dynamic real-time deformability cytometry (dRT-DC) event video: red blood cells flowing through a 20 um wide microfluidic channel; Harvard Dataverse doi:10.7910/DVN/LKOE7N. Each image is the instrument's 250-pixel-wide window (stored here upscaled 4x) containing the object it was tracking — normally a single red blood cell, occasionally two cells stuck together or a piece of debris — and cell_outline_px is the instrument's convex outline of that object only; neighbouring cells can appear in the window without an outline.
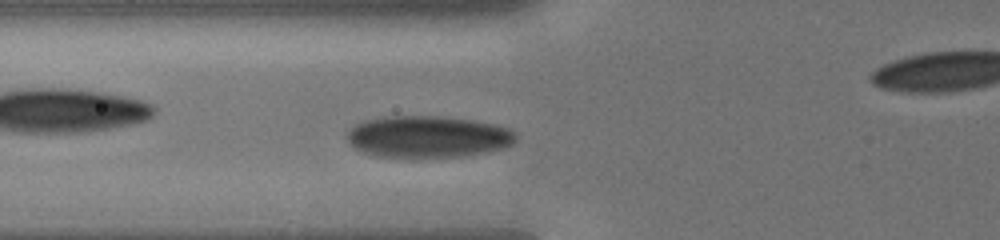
{"species": "human", "species_latin": "Homo sapiens", "temperature_condition": "cold", "stored_images_in_passage": 7, "camera_frame_rate_fps": 3000, "um_per_image_px": 0.085, "donor": {"sex": "male"}, "frame": {"image": 1, "passage_image": 4, "time_ms": 2.333, "image_size_px": [1000, 240], "cell_outline_px": [[516, 136], [512, 144], [488, 152], [460, 156], [376, 156], [352, 148], [348, 144], [348, 132], [356, 124], [364, 120], [388, 116], [436, 116], [476, 120], [496, 124], [512, 132]], "centroid_in_image_um": [36.33, 11.6], "position_along_channel_um": 89.5, "area_um2": 40.58}}
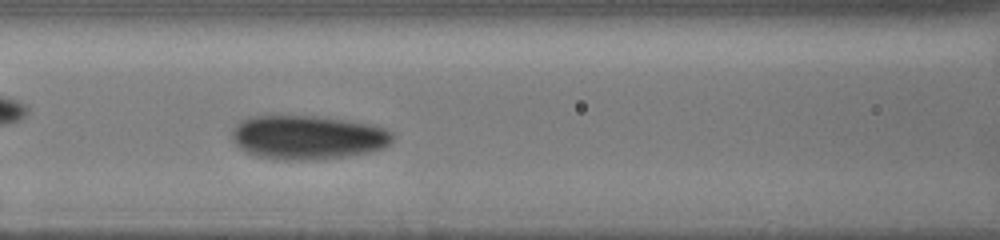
{"frame": {"image": 2, "passage_image": 6, "time_ms": 3.667, "image_size_px": [1000, 240], "cell_outline_px": [[392, 140], [384, 148], [372, 152], [320, 160], [276, 160], [256, 156], [240, 148], [232, 140], [232, 132], [236, 124], [244, 120], [256, 116], [312, 116], [368, 124], [384, 128], [392, 132]], "centroid_in_image_um": [26.15, 11.7], "position_along_channel_um": 140.5, "area_um2": 40.98}}